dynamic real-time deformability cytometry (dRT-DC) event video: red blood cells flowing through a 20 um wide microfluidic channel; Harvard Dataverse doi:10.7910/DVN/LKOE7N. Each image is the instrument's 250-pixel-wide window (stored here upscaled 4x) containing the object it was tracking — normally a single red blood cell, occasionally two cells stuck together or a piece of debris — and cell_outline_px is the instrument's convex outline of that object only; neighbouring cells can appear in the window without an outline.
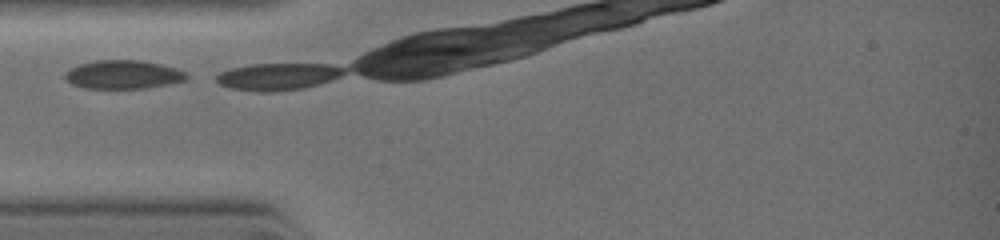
{"species": "common noctule bat (a hibernating species)", "species_latin": "Nyctalus noctula", "temperature_condition": "warm", "stored_images_in_passage": 2, "camera_frame_rate_fps": 3000, "um_per_image_px": 0.085, "animal": {"sex": "female", "body_mass_g": 19.0, "forearm_length_mm": 51.5}, "frame": {"image": 1, "passage_image": 1, "time_ms": 0.0, "image_size_px": [1000, 240], "cell_outline_px": [[188, 80], [168, 84], [144, 88], [84, 88], [72, 84], [64, 80], [64, 72], [80, 64], [96, 60], [140, 60], [160, 64], [176, 68], [184, 72], [188, 76]], "centroid_in_image_um": [10.45, 6.34], "position_along_channel_um": 74.5, "area_um2": 20.23}}